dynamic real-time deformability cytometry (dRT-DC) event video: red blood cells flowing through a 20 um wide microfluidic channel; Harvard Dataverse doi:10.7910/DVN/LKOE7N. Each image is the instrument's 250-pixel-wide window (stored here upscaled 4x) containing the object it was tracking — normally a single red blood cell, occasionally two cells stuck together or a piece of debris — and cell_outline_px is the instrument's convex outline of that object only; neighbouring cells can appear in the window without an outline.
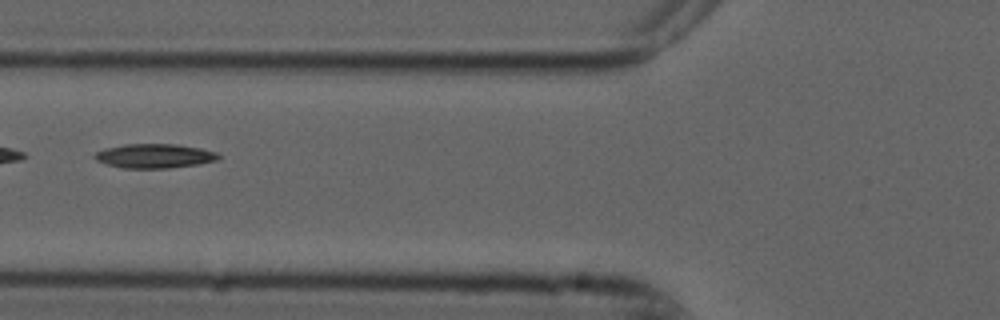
{"species": "common noctule bat (a hibernating species)", "species_latin": "Nyctalus noctula", "temperature_condition": "cold", "stored_images_in_passage": 9, "camera_frame_rate_fps": 3000, "um_per_image_px": 0.085, "animal": {"sex": "male", "forearm_length_mm": 52.5}, "frame": {"image": 1, "passage_image": 6, "time_ms": 1.667, "image_size_px": [1000, 320], "cell_outline_px": [[220, 156], [216, 160], [200, 164], [168, 168], [124, 168], [108, 164], [96, 160], [92, 156], [96, 152], [104, 148], [124, 144], [176, 144], [200, 148], [216, 152]], "centroid_in_image_um": [13.11, 13.25], "position_along_channel_um": 112.7, "area_um2": 17.46}}
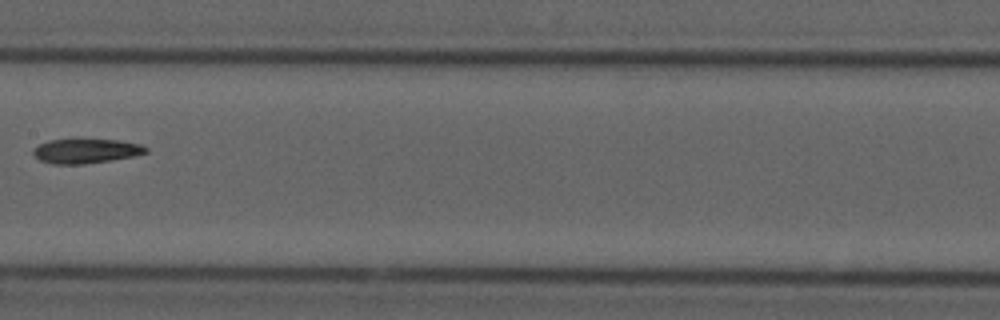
{"frame": {"image": 2, "passage_image": 8, "time_ms": 2.333, "image_size_px": [1000, 320], "cell_outline_px": [[148, 152], [132, 156], [112, 160], [84, 164], [52, 164], [40, 160], [32, 152], [32, 148], [48, 140], [120, 140], [140, 144], [148, 148]], "centroid_in_image_um": [7.3, 12.84], "position_along_channel_um": 200.1, "area_um2": 15.95}}
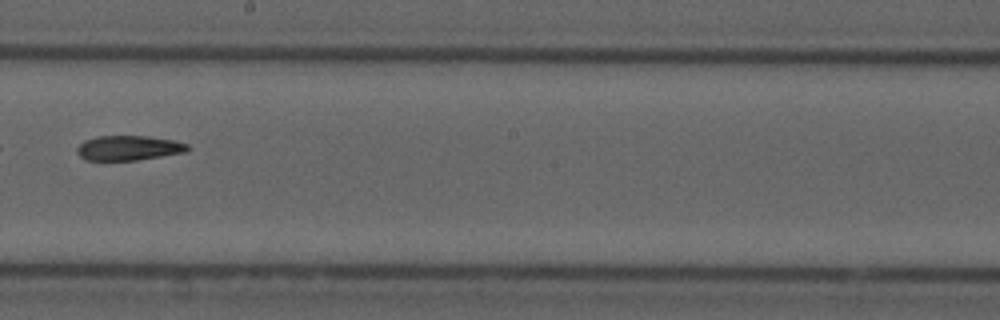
{"frame": {"image": 3, "passage_image": 9, "time_ms": 2.667, "image_size_px": [1000, 320], "cell_outline_px": [[188, 152], [136, 160], [84, 160], [76, 152], [76, 148], [84, 140], [96, 136], [148, 136], [172, 140], [188, 144]], "centroid_in_image_um": [10.91, 12.58], "position_along_channel_um": 237.3, "area_um2": 16.01}}